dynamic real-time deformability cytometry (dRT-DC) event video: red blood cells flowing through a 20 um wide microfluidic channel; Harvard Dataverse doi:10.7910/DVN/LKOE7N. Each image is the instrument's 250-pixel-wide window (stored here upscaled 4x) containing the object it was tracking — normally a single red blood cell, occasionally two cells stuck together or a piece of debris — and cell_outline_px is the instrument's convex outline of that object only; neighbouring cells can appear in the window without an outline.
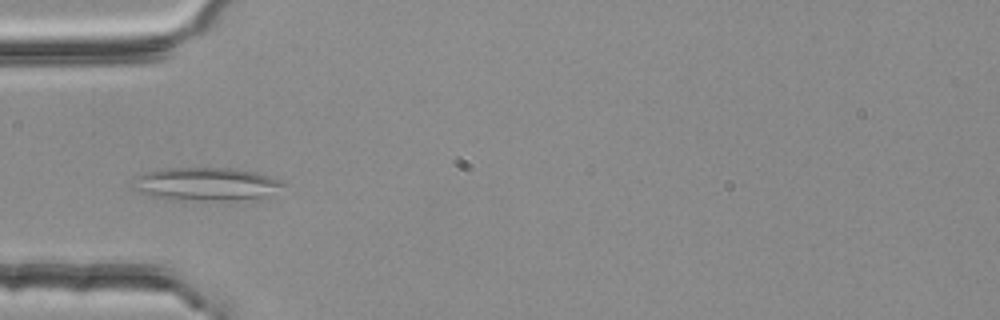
{"species": "common noctule bat (a hibernating species)", "species_latin": "Nyctalus noctula", "temperature_condition": "room temperature", "stored_images_in_passage": 42, "camera_frame_rate_fps": 3000, "um_per_image_px": 0.085, "animal": {"sex": "female", "body_mass_g": 25.1}, "frame": {"image": 1, "passage_image": 7, "time_ms": 2.0, "image_size_px": [1000, 320], "cell_outline_px": [[288, 184], [260, 200], [164, 200], [140, 192], [132, 188], [128, 180], [132, 176], [164, 168], [232, 168], [256, 172], [280, 180]], "centroid_in_image_um": [17.47, 15.66], "position_along_channel_um": 67.5, "area_um2": 29.88}}
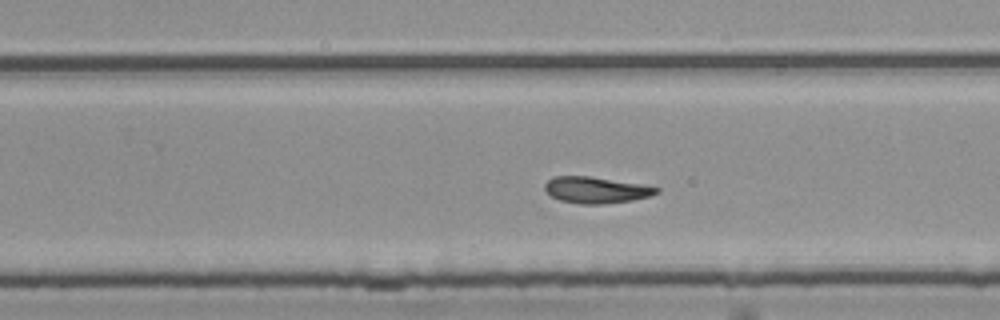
{"frame": {"image": 2, "passage_image": 24, "time_ms": 7.667, "image_size_px": [1000, 320], "cell_outline_px": [[660, 192], [652, 196], [632, 200], [604, 204], [580, 204], [560, 200], [552, 196], [544, 188], [544, 184], [552, 176], [588, 176], [640, 184], [660, 188]], "centroid_in_image_um": [50.67, 16.15], "position_along_channel_um": 279.1, "area_um2": 17.11}}
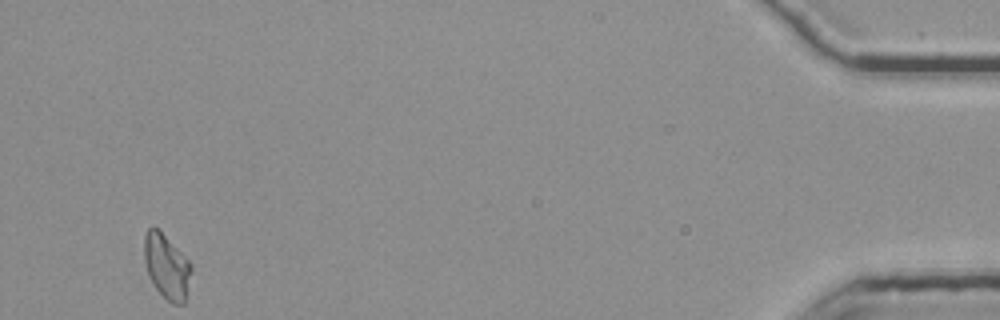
{"frame": {"image": 3, "passage_image": 42, "time_ms": 13.667, "image_size_px": [1000, 320], "cell_outline_px": [[192, 272], [184, 304], [172, 304], [156, 288], [148, 276], [144, 260], [144, 236], [148, 228], [160, 228], [192, 264]], "centroid_in_image_um": [14.17, 22.62], "position_along_channel_um": 421.0, "area_um2": 17.92}}